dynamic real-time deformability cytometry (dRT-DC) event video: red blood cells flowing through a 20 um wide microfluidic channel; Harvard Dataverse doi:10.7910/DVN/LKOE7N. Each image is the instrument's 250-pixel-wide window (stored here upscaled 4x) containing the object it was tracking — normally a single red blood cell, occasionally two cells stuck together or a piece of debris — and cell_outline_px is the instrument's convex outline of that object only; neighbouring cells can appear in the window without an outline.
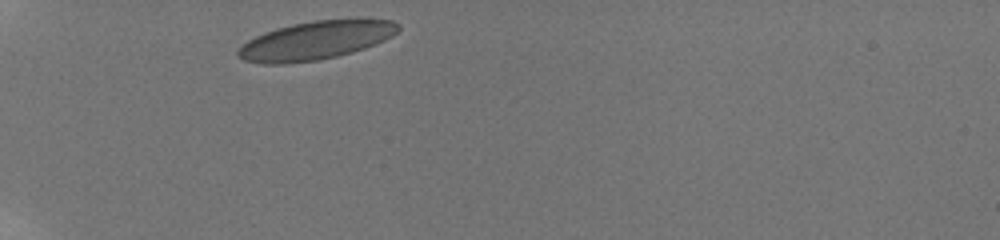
{"species": "human", "species_latin": "Homo sapiens", "temperature_condition": "room temperature", "stored_images_in_passage": 37, "camera_frame_rate_fps": 3000, "um_per_image_px": 0.085, "donor": {"sex": "male"}, "frame": {"image": 1, "passage_image": 1, "time_ms": 0.0, "image_size_px": [1000, 240], "cell_outline_px": [[400, 28], [392, 36], [376, 44], [352, 52], [336, 56], [316, 60], [288, 64], [264, 64], [244, 60], [236, 56], [236, 52], [248, 40], [264, 32], [276, 28], [292, 24], [316, 20], [356, 16], [392, 20], [400, 24]], "centroid_in_image_um": [26.9, 3.39], "position_along_channel_um": 58.1, "area_um2": 36.65}}
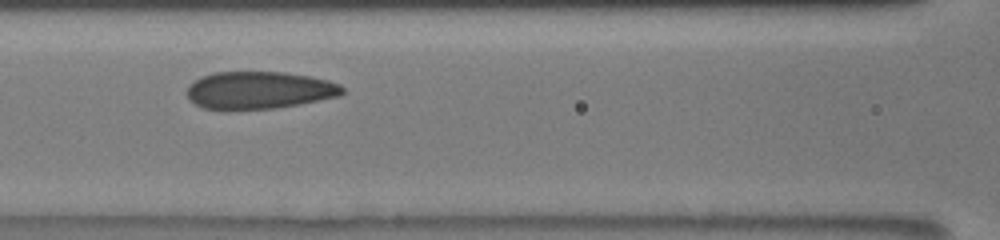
{"frame": {"image": 2, "passage_image": 10, "time_ms": 3.0, "image_size_px": [1000, 240], "cell_outline_px": [[344, 92], [340, 96], [276, 108], [204, 108], [188, 100], [188, 88], [200, 76], [212, 72], [284, 72], [308, 76], [328, 80], [340, 84], [344, 88]], "centroid_in_image_um": [22.06, 7.64], "position_along_channel_um": 144.5, "area_um2": 33.41}}
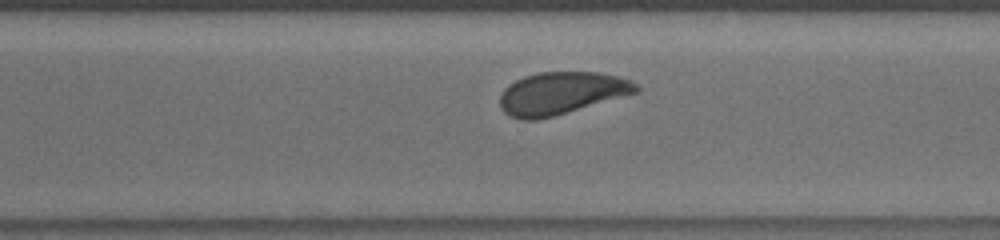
{"frame": {"image": 3, "passage_image": 22, "time_ms": 7.667, "image_size_px": [1000, 240], "cell_outline_px": [[640, 92], [552, 116], [536, 120], [520, 120], [508, 116], [500, 108], [500, 96], [504, 88], [508, 84], [524, 76], [540, 72], [600, 72], [620, 76], [632, 80], [640, 84]], "centroid_in_image_um": [47.74, 7.91], "position_along_channel_um": 322.9, "area_um2": 33.99}, "authors_computed_cell_mechanics": {"area_um2": 34.2754, "velocity_mm_per_s": 3.833, "shape_relaxation_time_tau1_ms": 3.8699, "shape_relaxation_time_tau2_ms": 0.7281, "deformation_change_tau1": 0.1037, "deformation_change_tau2": 0.0696}}